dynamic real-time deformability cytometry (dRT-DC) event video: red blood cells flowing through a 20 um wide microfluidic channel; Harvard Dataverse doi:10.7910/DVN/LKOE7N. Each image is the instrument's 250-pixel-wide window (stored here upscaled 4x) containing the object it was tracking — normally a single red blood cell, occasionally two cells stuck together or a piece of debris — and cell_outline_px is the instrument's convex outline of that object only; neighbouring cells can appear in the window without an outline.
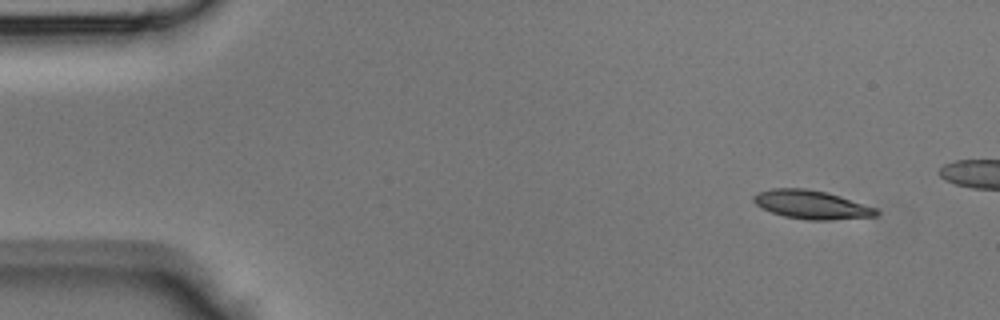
{"species": "Egyptian fruit bat (a non-hibernating species)", "species_latin": "Rousettus aegyptiacus", "temperature_condition": "room temperature", "stored_images_in_passage": 12, "camera_frame_rate_fps": 3000, "um_per_image_px": 0.085, "animal": {"sex": "male"}, "frame": {"image": 1, "passage_image": 3, "time_ms": 0.667, "image_size_px": [1000, 320], "cell_outline_px": [[880, 212], [876, 216], [832, 220], [808, 220], [784, 216], [760, 208], [752, 200], [752, 196], [756, 192], [772, 188], [804, 188], [828, 192], [876, 208]], "centroid_in_image_um": [68.94, 17.39], "position_along_channel_um": 16.1, "area_um2": 20.58}}